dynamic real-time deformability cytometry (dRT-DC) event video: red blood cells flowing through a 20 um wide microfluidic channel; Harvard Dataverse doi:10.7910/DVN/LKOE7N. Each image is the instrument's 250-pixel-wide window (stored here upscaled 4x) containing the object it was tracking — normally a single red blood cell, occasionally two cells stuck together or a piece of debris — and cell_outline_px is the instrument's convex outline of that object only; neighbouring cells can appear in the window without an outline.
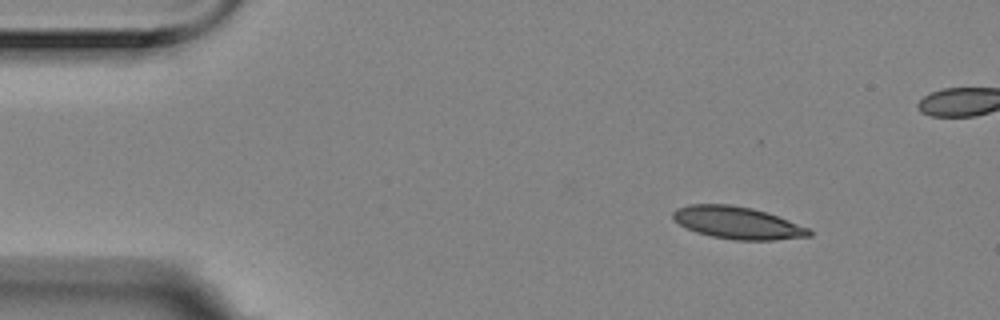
{"species": "Egyptian fruit bat (a non-hibernating species)", "species_latin": "Rousettus aegyptiacus", "temperature_condition": "room temperature", "stored_images_in_passage": 4, "camera_frame_rate_fps": 3000, "um_per_image_px": 0.085, "animal": {"sex": "female"}, "frame": {"image": 1, "passage_image": 1, "time_ms": 0.0, "image_size_px": [1000, 320], "cell_outline_px": [[812, 236], [776, 240], [736, 240], [712, 236], [696, 232], [672, 220], [672, 212], [676, 208], [688, 204], [732, 204], [752, 208], [768, 212], [808, 228], [812, 232]], "centroid_in_image_um": [62.67, 18.93], "position_along_channel_um": 22.3, "area_um2": 25.72}}